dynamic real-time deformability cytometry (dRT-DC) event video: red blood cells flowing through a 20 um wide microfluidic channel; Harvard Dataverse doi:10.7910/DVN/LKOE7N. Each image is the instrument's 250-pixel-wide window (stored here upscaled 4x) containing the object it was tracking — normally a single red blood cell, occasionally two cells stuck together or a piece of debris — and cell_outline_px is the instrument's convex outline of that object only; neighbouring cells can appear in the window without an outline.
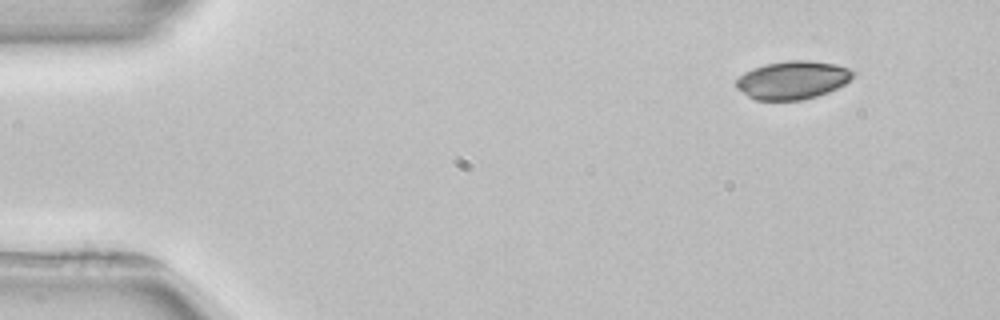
{"species": "common noctule bat (a hibernating species)", "species_latin": "Nyctalus noctula", "temperature_condition": "room temperature", "stored_images_in_passage": 3, "camera_frame_rate_fps": 3000, "um_per_image_px": 0.085, "animal": {"sex": "female", "body_mass_g": 22.7, "forearm_length_mm": 54.2}, "frame": {"image": 1, "passage_image": 1, "time_ms": 0.0, "image_size_px": [1000, 320], "cell_outline_px": [[856, 72], [844, 84], [828, 92], [816, 96], [800, 100], [756, 100], [748, 96], [736, 88], [736, 80], [744, 72], [752, 68], [764, 64], [788, 60], [808, 60], [836, 64], [848, 68]], "centroid_in_image_um": [67.35, 6.79], "position_along_channel_um": 17.7, "area_um2": 25.95}}
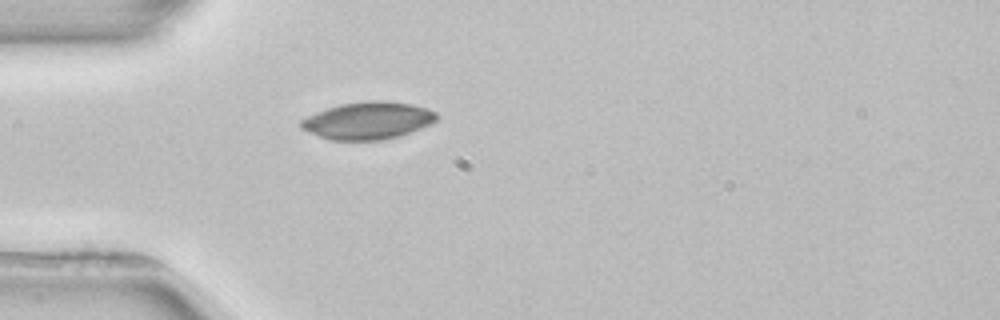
{"frame": {"image": 2, "passage_image": 3, "time_ms": 3.333, "image_size_px": [1000, 320], "cell_outline_px": [[440, 116], [432, 124], [400, 136], [384, 140], [328, 140], [300, 128], [300, 120], [316, 112], [340, 104], [368, 100], [384, 100], [412, 104], [428, 108], [436, 112]], "centroid_in_image_um": [31.31, 10.25], "position_along_channel_um": 53.7, "area_um2": 29.82}}